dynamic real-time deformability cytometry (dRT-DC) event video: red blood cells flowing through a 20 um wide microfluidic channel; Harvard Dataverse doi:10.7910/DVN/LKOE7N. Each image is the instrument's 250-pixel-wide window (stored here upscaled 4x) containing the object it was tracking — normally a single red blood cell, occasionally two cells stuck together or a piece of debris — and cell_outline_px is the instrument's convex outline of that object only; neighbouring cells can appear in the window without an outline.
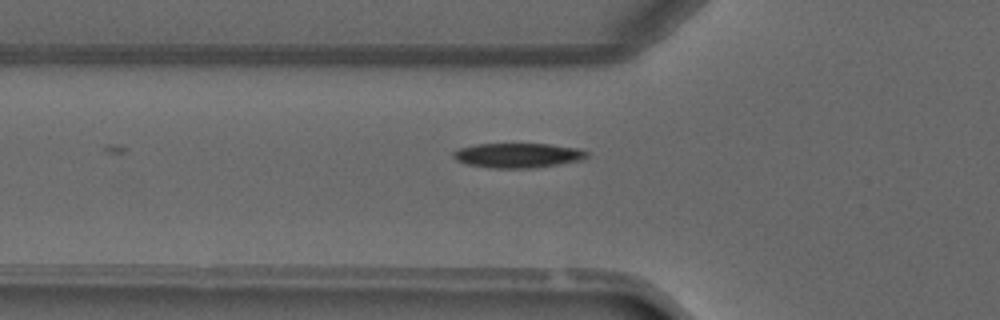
{"species": "common noctule bat (a hibernating species)", "species_latin": "Nyctalus noctula", "temperature_condition": "warm", "stored_images_in_passage": 4, "camera_frame_rate_fps": 3000, "um_per_image_px": 0.085, "animal": {"sex": "male", "forearm_length_mm": 52.5}, "frame": {"image": 1, "passage_image": 4, "time_ms": 4.667, "image_size_px": [1000, 320], "cell_outline_px": [[588, 156], [580, 160], [532, 168], [488, 168], [468, 164], [456, 160], [452, 156], [452, 152], [460, 148], [476, 144], [548, 144], [576, 148], [588, 152]], "centroid_in_image_um": [43.97, 13.21], "position_along_channel_um": 81.8, "area_um2": 19.02}}